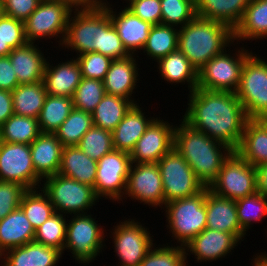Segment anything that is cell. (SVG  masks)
Segmentation results:
<instances>
[{"label":"cell","instance_id":"1","mask_svg":"<svg viewBox=\"0 0 267 266\" xmlns=\"http://www.w3.org/2000/svg\"><path fill=\"white\" fill-rule=\"evenodd\" d=\"M187 100L188 107L182 119L192 128L236 151L250 120L236 93L196 87Z\"/></svg>","mask_w":267,"mask_h":266},{"label":"cell","instance_id":"2","mask_svg":"<svg viewBox=\"0 0 267 266\" xmlns=\"http://www.w3.org/2000/svg\"><path fill=\"white\" fill-rule=\"evenodd\" d=\"M179 121L180 124H176L174 129L173 147L190 165L203 185L209 187L233 150L192 128L182 118Z\"/></svg>","mask_w":267,"mask_h":266},{"label":"cell","instance_id":"3","mask_svg":"<svg viewBox=\"0 0 267 266\" xmlns=\"http://www.w3.org/2000/svg\"><path fill=\"white\" fill-rule=\"evenodd\" d=\"M233 42V30L228 25L199 16L179 28L178 49L197 71Z\"/></svg>","mask_w":267,"mask_h":266},{"label":"cell","instance_id":"4","mask_svg":"<svg viewBox=\"0 0 267 266\" xmlns=\"http://www.w3.org/2000/svg\"><path fill=\"white\" fill-rule=\"evenodd\" d=\"M206 194L207 187L191 197L164 204L166 228L176 244L185 246L206 228Z\"/></svg>","mask_w":267,"mask_h":266},{"label":"cell","instance_id":"5","mask_svg":"<svg viewBox=\"0 0 267 266\" xmlns=\"http://www.w3.org/2000/svg\"><path fill=\"white\" fill-rule=\"evenodd\" d=\"M73 13V14H72ZM67 25V32L60 49L77 53L87 52L102 54L104 41V6L90 5L72 11ZM65 47V48H64ZM74 50V51H73Z\"/></svg>","mask_w":267,"mask_h":266},{"label":"cell","instance_id":"6","mask_svg":"<svg viewBox=\"0 0 267 266\" xmlns=\"http://www.w3.org/2000/svg\"><path fill=\"white\" fill-rule=\"evenodd\" d=\"M235 44L237 45L236 42H233L227 49L211 58L198 70V88L210 91L236 92L245 60L253 51L248 50V48L245 49L244 45L243 47L237 45L236 50L231 51L230 47L236 46Z\"/></svg>","mask_w":267,"mask_h":266},{"label":"cell","instance_id":"7","mask_svg":"<svg viewBox=\"0 0 267 266\" xmlns=\"http://www.w3.org/2000/svg\"><path fill=\"white\" fill-rule=\"evenodd\" d=\"M41 189L46 193L57 213L67 215L89 214L99 198L94 187L72 178L55 174L42 180ZM89 211V212H88Z\"/></svg>","mask_w":267,"mask_h":266},{"label":"cell","instance_id":"8","mask_svg":"<svg viewBox=\"0 0 267 266\" xmlns=\"http://www.w3.org/2000/svg\"><path fill=\"white\" fill-rule=\"evenodd\" d=\"M69 216L71 218L67 220L64 251H70L78 264L89 265L97 260L102 250L104 252L107 230H104L101 223L98 224L96 216L93 217L91 213Z\"/></svg>","mask_w":267,"mask_h":266},{"label":"cell","instance_id":"9","mask_svg":"<svg viewBox=\"0 0 267 266\" xmlns=\"http://www.w3.org/2000/svg\"><path fill=\"white\" fill-rule=\"evenodd\" d=\"M259 56L252 53L245 60L235 93L249 119L267 120V60Z\"/></svg>","mask_w":267,"mask_h":266},{"label":"cell","instance_id":"10","mask_svg":"<svg viewBox=\"0 0 267 266\" xmlns=\"http://www.w3.org/2000/svg\"><path fill=\"white\" fill-rule=\"evenodd\" d=\"M73 9L62 2L42 0L36 10L24 22L27 43L58 39L60 48L64 42L69 17ZM44 38V39H43ZM37 40V41H36Z\"/></svg>","mask_w":267,"mask_h":266},{"label":"cell","instance_id":"11","mask_svg":"<svg viewBox=\"0 0 267 266\" xmlns=\"http://www.w3.org/2000/svg\"><path fill=\"white\" fill-rule=\"evenodd\" d=\"M139 221V222H138ZM141 224L136 218L120 220L109 235L114 244L116 258L119 261L117 266H139L148 251L155 244L154 236L149 228Z\"/></svg>","mask_w":267,"mask_h":266},{"label":"cell","instance_id":"12","mask_svg":"<svg viewBox=\"0 0 267 266\" xmlns=\"http://www.w3.org/2000/svg\"><path fill=\"white\" fill-rule=\"evenodd\" d=\"M208 188L214 194L231 200L253 195L257 192L256 167L233 151Z\"/></svg>","mask_w":267,"mask_h":266},{"label":"cell","instance_id":"13","mask_svg":"<svg viewBox=\"0 0 267 266\" xmlns=\"http://www.w3.org/2000/svg\"><path fill=\"white\" fill-rule=\"evenodd\" d=\"M157 164L160 168L165 203L191 197L205 188L174 147Z\"/></svg>","mask_w":267,"mask_h":266},{"label":"cell","instance_id":"14","mask_svg":"<svg viewBox=\"0 0 267 266\" xmlns=\"http://www.w3.org/2000/svg\"><path fill=\"white\" fill-rule=\"evenodd\" d=\"M131 166L130 154L113 149L97 161L94 191L101 200L117 203L123 198Z\"/></svg>","mask_w":267,"mask_h":266},{"label":"cell","instance_id":"15","mask_svg":"<svg viewBox=\"0 0 267 266\" xmlns=\"http://www.w3.org/2000/svg\"><path fill=\"white\" fill-rule=\"evenodd\" d=\"M147 204L151 208L165 204L160 168L157 163H131L123 198ZM125 198V199H124Z\"/></svg>","mask_w":267,"mask_h":266},{"label":"cell","instance_id":"16","mask_svg":"<svg viewBox=\"0 0 267 266\" xmlns=\"http://www.w3.org/2000/svg\"><path fill=\"white\" fill-rule=\"evenodd\" d=\"M0 181L19 183L26 189L41 187L42 179L35 172L30 145L0 142Z\"/></svg>","mask_w":267,"mask_h":266},{"label":"cell","instance_id":"17","mask_svg":"<svg viewBox=\"0 0 267 266\" xmlns=\"http://www.w3.org/2000/svg\"><path fill=\"white\" fill-rule=\"evenodd\" d=\"M173 124L157 117L137 140L130 153L131 163H157L168 153L174 146Z\"/></svg>","mask_w":267,"mask_h":266},{"label":"cell","instance_id":"18","mask_svg":"<svg viewBox=\"0 0 267 266\" xmlns=\"http://www.w3.org/2000/svg\"><path fill=\"white\" fill-rule=\"evenodd\" d=\"M239 243L241 244V241L234 234L205 228L184 247L186 257L194 255L196 262L206 264L207 261L215 262L227 258L228 254L232 255Z\"/></svg>","mask_w":267,"mask_h":266},{"label":"cell","instance_id":"19","mask_svg":"<svg viewBox=\"0 0 267 266\" xmlns=\"http://www.w3.org/2000/svg\"><path fill=\"white\" fill-rule=\"evenodd\" d=\"M102 5L108 10L111 22L126 51L130 55L141 54L152 25L135 16L125 6L120 8L119 10L121 11L118 12L117 9H113L115 6L112 5V2L110 3L106 0Z\"/></svg>","mask_w":267,"mask_h":266},{"label":"cell","instance_id":"20","mask_svg":"<svg viewBox=\"0 0 267 266\" xmlns=\"http://www.w3.org/2000/svg\"><path fill=\"white\" fill-rule=\"evenodd\" d=\"M137 58V60H136ZM138 55H129L123 59H115L112 61L105 78L103 80L106 94L118 96L124 99H129L134 104L138 101L132 94H136L139 83V66Z\"/></svg>","mask_w":267,"mask_h":266},{"label":"cell","instance_id":"21","mask_svg":"<svg viewBox=\"0 0 267 266\" xmlns=\"http://www.w3.org/2000/svg\"><path fill=\"white\" fill-rule=\"evenodd\" d=\"M206 204V228L234 234L241 242L244 241L246 232L241 228L236 200L220 197L207 187Z\"/></svg>","mask_w":267,"mask_h":266},{"label":"cell","instance_id":"22","mask_svg":"<svg viewBox=\"0 0 267 266\" xmlns=\"http://www.w3.org/2000/svg\"><path fill=\"white\" fill-rule=\"evenodd\" d=\"M72 57L55 65L52 60L47 59L42 80L47 95L73 97L81 82L82 74L76 58Z\"/></svg>","mask_w":267,"mask_h":266},{"label":"cell","instance_id":"23","mask_svg":"<svg viewBox=\"0 0 267 266\" xmlns=\"http://www.w3.org/2000/svg\"><path fill=\"white\" fill-rule=\"evenodd\" d=\"M141 103L134 104L116 128L112 131L113 147L116 150L131 153L137 140L145 133L149 125L157 118L148 117ZM144 110V112H143Z\"/></svg>","mask_w":267,"mask_h":266},{"label":"cell","instance_id":"24","mask_svg":"<svg viewBox=\"0 0 267 266\" xmlns=\"http://www.w3.org/2000/svg\"><path fill=\"white\" fill-rule=\"evenodd\" d=\"M36 43L13 49L9 54L19 84L36 83L43 80L47 58Z\"/></svg>","mask_w":267,"mask_h":266},{"label":"cell","instance_id":"25","mask_svg":"<svg viewBox=\"0 0 267 266\" xmlns=\"http://www.w3.org/2000/svg\"><path fill=\"white\" fill-rule=\"evenodd\" d=\"M63 253L53 247L32 241L11 248L0 256L1 266H57ZM61 258V259H60ZM3 263V264H2Z\"/></svg>","mask_w":267,"mask_h":266},{"label":"cell","instance_id":"26","mask_svg":"<svg viewBox=\"0 0 267 266\" xmlns=\"http://www.w3.org/2000/svg\"><path fill=\"white\" fill-rule=\"evenodd\" d=\"M63 147L55 133H41L30 144L32 163L42 180L58 174Z\"/></svg>","mask_w":267,"mask_h":266},{"label":"cell","instance_id":"27","mask_svg":"<svg viewBox=\"0 0 267 266\" xmlns=\"http://www.w3.org/2000/svg\"><path fill=\"white\" fill-rule=\"evenodd\" d=\"M267 39V0H251L242 19L233 30V40L242 41Z\"/></svg>","mask_w":267,"mask_h":266},{"label":"cell","instance_id":"28","mask_svg":"<svg viewBox=\"0 0 267 266\" xmlns=\"http://www.w3.org/2000/svg\"><path fill=\"white\" fill-rule=\"evenodd\" d=\"M156 63L157 65L154 67L156 66L157 72L160 73L161 79L165 83L171 85L180 83L184 85L186 83L189 93L197 87L198 71L179 49L172 51Z\"/></svg>","mask_w":267,"mask_h":266},{"label":"cell","instance_id":"29","mask_svg":"<svg viewBox=\"0 0 267 266\" xmlns=\"http://www.w3.org/2000/svg\"><path fill=\"white\" fill-rule=\"evenodd\" d=\"M236 152L253 166L267 162V120L250 119Z\"/></svg>","mask_w":267,"mask_h":266},{"label":"cell","instance_id":"30","mask_svg":"<svg viewBox=\"0 0 267 266\" xmlns=\"http://www.w3.org/2000/svg\"><path fill=\"white\" fill-rule=\"evenodd\" d=\"M35 229L19 207L0 221V256L7 250L34 241Z\"/></svg>","mask_w":267,"mask_h":266},{"label":"cell","instance_id":"31","mask_svg":"<svg viewBox=\"0 0 267 266\" xmlns=\"http://www.w3.org/2000/svg\"><path fill=\"white\" fill-rule=\"evenodd\" d=\"M251 0H195L196 16L218 21L232 30L242 19Z\"/></svg>","mask_w":267,"mask_h":266},{"label":"cell","instance_id":"32","mask_svg":"<svg viewBox=\"0 0 267 266\" xmlns=\"http://www.w3.org/2000/svg\"><path fill=\"white\" fill-rule=\"evenodd\" d=\"M97 161L88 157L77 146H64L58 174L94 187Z\"/></svg>","mask_w":267,"mask_h":266},{"label":"cell","instance_id":"33","mask_svg":"<svg viewBox=\"0 0 267 266\" xmlns=\"http://www.w3.org/2000/svg\"><path fill=\"white\" fill-rule=\"evenodd\" d=\"M46 96L43 81L19 84L12 91L14 114L38 119Z\"/></svg>","mask_w":267,"mask_h":266},{"label":"cell","instance_id":"34","mask_svg":"<svg viewBox=\"0 0 267 266\" xmlns=\"http://www.w3.org/2000/svg\"><path fill=\"white\" fill-rule=\"evenodd\" d=\"M179 29L169 25H152L142 54L157 62L172 51L178 49ZM146 53V54H145ZM150 57V58H149Z\"/></svg>","mask_w":267,"mask_h":266},{"label":"cell","instance_id":"35","mask_svg":"<svg viewBox=\"0 0 267 266\" xmlns=\"http://www.w3.org/2000/svg\"><path fill=\"white\" fill-rule=\"evenodd\" d=\"M133 105L129 99L105 94L92 112L94 126L112 132Z\"/></svg>","mask_w":267,"mask_h":266},{"label":"cell","instance_id":"36","mask_svg":"<svg viewBox=\"0 0 267 266\" xmlns=\"http://www.w3.org/2000/svg\"><path fill=\"white\" fill-rule=\"evenodd\" d=\"M73 108L72 98L47 95L38 117L41 133H55Z\"/></svg>","mask_w":267,"mask_h":266},{"label":"cell","instance_id":"37","mask_svg":"<svg viewBox=\"0 0 267 266\" xmlns=\"http://www.w3.org/2000/svg\"><path fill=\"white\" fill-rule=\"evenodd\" d=\"M41 134L37 118L13 114L1 127V141L30 145Z\"/></svg>","mask_w":267,"mask_h":266},{"label":"cell","instance_id":"38","mask_svg":"<svg viewBox=\"0 0 267 266\" xmlns=\"http://www.w3.org/2000/svg\"><path fill=\"white\" fill-rule=\"evenodd\" d=\"M20 208L35 230L56 213L41 187L27 189L21 198Z\"/></svg>","mask_w":267,"mask_h":266},{"label":"cell","instance_id":"39","mask_svg":"<svg viewBox=\"0 0 267 266\" xmlns=\"http://www.w3.org/2000/svg\"><path fill=\"white\" fill-rule=\"evenodd\" d=\"M93 125L92 113L73 108L55 134L63 146H76Z\"/></svg>","mask_w":267,"mask_h":266},{"label":"cell","instance_id":"40","mask_svg":"<svg viewBox=\"0 0 267 266\" xmlns=\"http://www.w3.org/2000/svg\"><path fill=\"white\" fill-rule=\"evenodd\" d=\"M236 209L241 228L247 231L253 224L262 222L267 217V196L256 192L236 200Z\"/></svg>","mask_w":267,"mask_h":266},{"label":"cell","instance_id":"41","mask_svg":"<svg viewBox=\"0 0 267 266\" xmlns=\"http://www.w3.org/2000/svg\"><path fill=\"white\" fill-rule=\"evenodd\" d=\"M66 220V215L56 212L35 230L34 241L56 248L64 254Z\"/></svg>","mask_w":267,"mask_h":266},{"label":"cell","instance_id":"42","mask_svg":"<svg viewBox=\"0 0 267 266\" xmlns=\"http://www.w3.org/2000/svg\"><path fill=\"white\" fill-rule=\"evenodd\" d=\"M76 146L88 157L98 161L114 149L112 132L93 125Z\"/></svg>","mask_w":267,"mask_h":266},{"label":"cell","instance_id":"43","mask_svg":"<svg viewBox=\"0 0 267 266\" xmlns=\"http://www.w3.org/2000/svg\"><path fill=\"white\" fill-rule=\"evenodd\" d=\"M166 244L159 243L156 247L155 243L139 266H188L185 247L179 244Z\"/></svg>","mask_w":267,"mask_h":266},{"label":"cell","instance_id":"44","mask_svg":"<svg viewBox=\"0 0 267 266\" xmlns=\"http://www.w3.org/2000/svg\"><path fill=\"white\" fill-rule=\"evenodd\" d=\"M161 24L183 27L196 16L195 0H160Z\"/></svg>","mask_w":267,"mask_h":266},{"label":"cell","instance_id":"45","mask_svg":"<svg viewBox=\"0 0 267 266\" xmlns=\"http://www.w3.org/2000/svg\"><path fill=\"white\" fill-rule=\"evenodd\" d=\"M105 94L106 91L102 80L82 77L72 97L73 107L92 113Z\"/></svg>","mask_w":267,"mask_h":266},{"label":"cell","instance_id":"46","mask_svg":"<svg viewBox=\"0 0 267 266\" xmlns=\"http://www.w3.org/2000/svg\"><path fill=\"white\" fill-rule=\"evenodd\" d=\"M27 43L24 22L3 13L0 15V56H8L15 48Z\"/></svg>","mask_w":267,"mask_h":266},{"label":"cell","instance_id":"47","mask_svg":"<svg viewBox=\"0 0 267 266\" xmlns=\"http://www.w3.org/2000/svg\"><path fill=\"white\" fill-rule=\"evenodd\" d=\"M75 58L80 66L82 77L102 81L113 61L112 58L98 52H87Z\"/></svg>","mask_w":267,"mask_h":266},{"label":"cell","instance_id":"48","mask_svg":"<svg viewBox=\"0 0 267 266\" xmlns=\"http://www.w3.org/2000/svg\"><path fill=\"white\" fill-rule=\"evenodd\" d=\"M102 54L115 59H123L130 54L124 48L121 38L114 28L108 10L104 7V41Z\"/></svg>","mask_w":267,"mask_h":266},{"label":"cell","instance_id":"49","mask_svg":"<svg viewBox=\"0 0 267 266\" xmlns=\"http://www.w3.org/2000/svg\"><path fill=\"white\" fill-rule=\"evenodd\" d=\"M26 190L19 183L0 181V221L20 207L21 198Z\"/></svg>","mask_w":267,"mask_h":266},{"label":"cell","instance_id":"50","mask_svg":"<svg viewBox=\"0 0 267 266\" xmlns=\"http://www.w3.org/2000/svg\"><path fill=\"white\" fill-rule=\"evenodd\" d=\"M135 16L151 25L161 24V3L160 0H131L125 5Z\"/></svg>","mask_w":267,"mask_h":266},{"label":"cell","instance_id":"51","mask_svg":"<svg viewBox=\"0 0 267 266\" xmlns=\"http://www.w3.org/2000/svg\"><path fill=\"white\" fill-rule=\"evenodd\" d=\"M42 0H0L2 13L25 22Z\"/></svg>","mask_w":267,"mask_h":266},{"label":"cell","instance_id":"52","mask_svg":"<svg viewBox=\"0 0 267 266\" xmlns=\"http://www.w3.org/2000/svg\"><path fill=\"white\" fill-rule=\"evenodd\" d=\"M18 85L9 56H0V89L12 92Z\"/></svg>","mask_w":267,"mask_h":266},{"label":"cell","instance_id":"53","mask_svg":"<svg viewBox=\"0 0 267 266\" xmlns=\"http://www.w3.org/2000/svg\"><path fill=\"white\" fill-rule=\"evenodd\" d=\"M14 114L12 92L0 89V127Z\"/></svg>","mask_w":267,"mask_h":266},{"label":"cell","instance_id":"54","mask_svg":"<svg viewBox=\"0 0 267 266\" xmlns=\"http://www.w3.org/2000/svg\"><path fill=\"white\" fill-rule=\"evenodd\" d=\"M257 192L267 196V162L256 166Z\"/></svg>","mask_w":267,"mask_h":266},{"label":"cell","instance_id":"55","mask_svg":"<svg viewBox=\"0 0 267 266\" xmlns=\"http://www.w3.org/2000/svg\"><path fill=\"white\" fill-rule=\"evenodd\" d=\"M44 1L62 2L69 5L73 10L85 8L92 5L88 0H44Z\"/></svg>","mask_w":267,"mask_h":266},{"label":"cell","instance_id":"56","mask_svg":"<svg viewBox=\"0 0 267 266\" xmlns=\"http://www.w3.org/2000/svg\"><path fill=\"white\" fill-rule=\"evenodd\" d=\"M267 252L266 251H264V252H262L261 253V251H260V253L258 252V253H254V254H256V255H253V259H250L252 262H251V264H252V266H267V254H266Z\"/></svg>","mask_w":267,"mask_h":266},{"label":"cell","instance_id":"57","mask_svg":"<svg viewBox=\"0 0 267 266\" xmlns=\"http://www.w3.org/2000/svg\"><path fill=\"white\" fill-rule=\"evenodd\" d=\"M91 4L102 5L106 0H88Z\"/></svg>","mask_w":267,"mask_h":266},{"label":"cell","instance_id":"58","mask_svg":"<svg viewBox=\"0 0 267 266\" xmlns=\"http://www.w3.org/2000/svg\"><path fill=\"white\" fill-rule=\"evenodd\" d=\"M123 1H125V3L128 4L131 0H123Z\"/></svg>","mask_w":267,"mask_h":266}]
</instances>
